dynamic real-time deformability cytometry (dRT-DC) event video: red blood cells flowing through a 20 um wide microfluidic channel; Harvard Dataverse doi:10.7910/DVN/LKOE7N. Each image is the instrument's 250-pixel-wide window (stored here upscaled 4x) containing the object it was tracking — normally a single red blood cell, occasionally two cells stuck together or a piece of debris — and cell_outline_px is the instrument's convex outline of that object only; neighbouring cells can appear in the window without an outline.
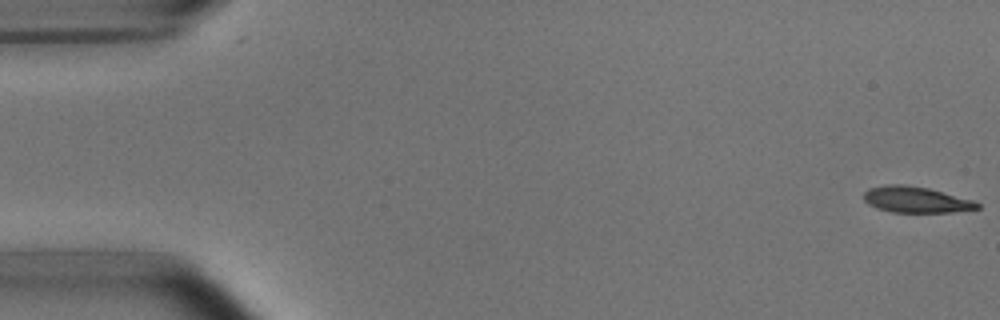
{"species": "common noctule bat (a hibernating species)", "species_latin": "Nyctalus noctula", "temperature_condition": "room temperature", "stored_images_in_passage": 53, "camera_frame_rate_fps": 3000, "um_per_image_px": 0.085, "animal": {"sex": "male", "body_mass_g": 15.6}, "frame": {"image": 1, "passage_image": 1, "time_ms": 0.0, "image_size_px": [1000, 320], "cell_outline_px": [[980, 208], [952, 212], [892, 212], [876, 208], [868, 204], [864, 200], [864, 192], [868, 188], [888, 184], [904, 184], [928, 188], [976, 200], [980, 204]], "centroid_in_image_um": [77.87, 16.96], "position_along_channel_um": 7.1, "area_um2": 17.4}}
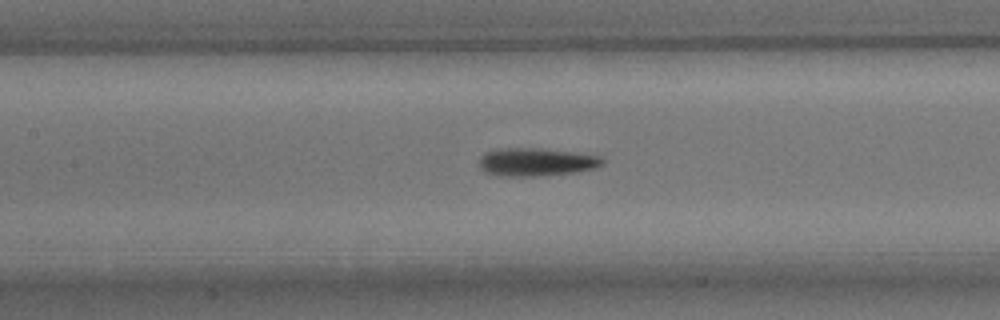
{"frame": {"image": 2, "passage_image": 24, "time_ms": 7.667, "image_size_px": [1000, 320], "cell_outline_px": [[604, 164], [596, 168], [576, 172], [536, 176], [496, 176], [484, 172], [480, 168], [480, 156], [484, 152], [496, 148], [540, 148], [572, 152], [600, 156], [604, 160]], "centroid_in_image_um": [45.54, 13.77], "position_along_channel_um": 161.9, "area_um2": 20.4}}
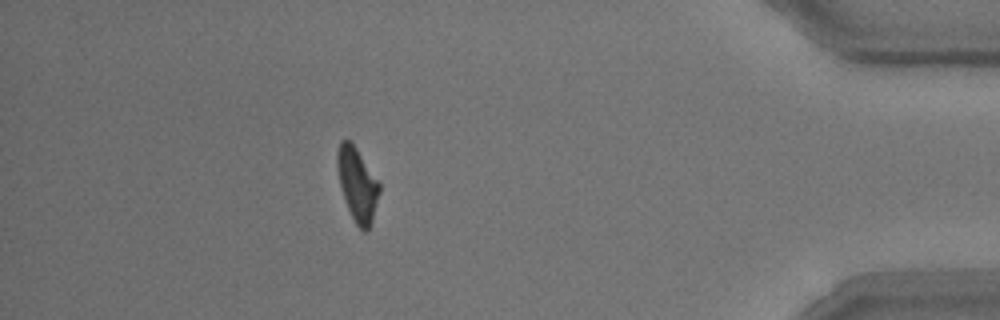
{"frame": {"image": 3, "passage_image": 47, "time_ms": 15.333, "image_size_px": [1000, 320], "cell_outline_px": [[380, 192], [372, 220], [368, 228], [364, 232], [356, 224], [348, 208], [340, 188], [336, 168], [336, 152], [340, 140], [348, 140], [356, 148], [380, 184]], "centroid_in_image_um": [30.34, 15.65], "position_along_channel_um": 404.9, "area_um2": 17.86}, "authors_computed_cell_mechanics": {"area_um2": 18.7272, "velocity_mm_per_s": 3.7935, "shape_relaxation_time_tau1_ms": 3.5916, "shape_relaxation_time_tau2_ms": 5.7125, "deformation_change_tau1": 0.1455, "deformation_change_tau2": 0.1537}}